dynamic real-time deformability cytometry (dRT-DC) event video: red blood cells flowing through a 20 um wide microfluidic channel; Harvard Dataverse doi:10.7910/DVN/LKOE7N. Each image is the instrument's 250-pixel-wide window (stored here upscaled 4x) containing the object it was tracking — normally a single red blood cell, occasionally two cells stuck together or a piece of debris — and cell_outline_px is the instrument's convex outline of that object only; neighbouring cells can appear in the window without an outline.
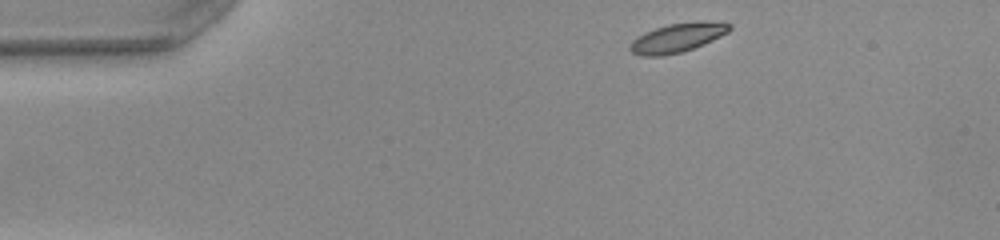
{"species": "common noctule bat (a hibernating species)", "species_latin": "Nyctalus noctula", "temperature_condition": "warm", "stored_images_in_passage": 44, "camera_frame_rate_fps": 3000, "um_per_image_px": 0.085, "animal": {"sex": "female", "body_mass_g": 22.0, "forearm_length_mm": 56.7}, "frame": {"image": 1, "passage_image": 1, "time_ms": 0.0, "image_size_px": [1000, 240], "cell_outline_px": [[732, 28], [728, 32], [704, 44], [684, 52], [664, 56], [640, 56], [632, 52], [628, 48], [632, 40], [644, 32], [668, 24], [700, 20], [732, 24]], "centroid_in_image_um": [57.57, 3.21], "position_along_channel_um": 27.4, "area_um2": 17.05}}
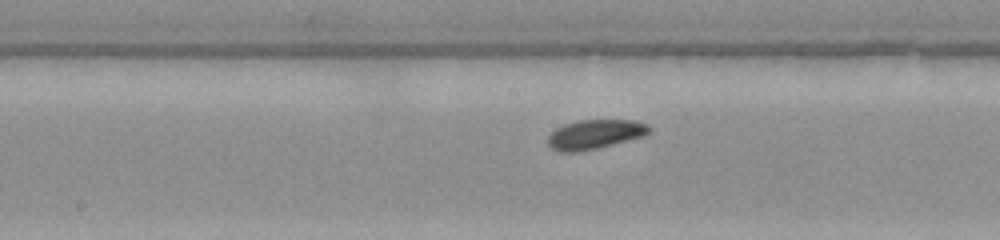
{"frame": {"image": 2, "passage_image": 19, "time_ms": 6.0, "image_size_px": [1000, 240], "cell_outline_px": [[652, 128], [644, 136], [580, 152], [560, 152], [552, 148], [548, 144], [548, 136], [556, 128], [564, 124], [576, 120], [636, 120], [648, 124]], "centroid_in_image_um": [50.56, 11.41], "position_along_channel_um": 197.6, "area_um2": 17.34}}
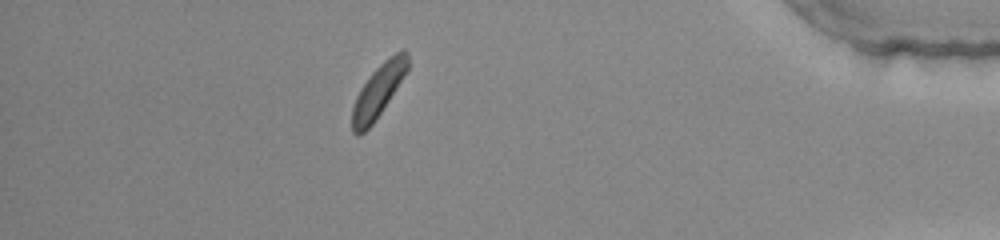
{"frame": {"image": 3, "passage_image": 38, "time_ms": 12.333, "image_size_px": [1000, 240], "cell_outline_px": [[408, 68], [388, 100], [372, 124], [360, 136], [356, 136], [352, 132], [352, 108], [356, 96], [360, 88], [372, 72], [384, 60], [400, 48], [404, 48], [408, 52]], "centroid_in_image_um": [32.13, 7.7], "position_along_channel_um": 403.1, "area_um2": 16.82}, "authors_computed_cell_mechanics": {"area_um2": 17.1377, "velocity_mm_per_s": 3.9426, "shape_relaxation_time_tau1_ms": 2.0506, "shape_relaxation_time_tau2_ms": null, "deformation_change_tau1": 0.0435, "deformation_change_tau2": null}}